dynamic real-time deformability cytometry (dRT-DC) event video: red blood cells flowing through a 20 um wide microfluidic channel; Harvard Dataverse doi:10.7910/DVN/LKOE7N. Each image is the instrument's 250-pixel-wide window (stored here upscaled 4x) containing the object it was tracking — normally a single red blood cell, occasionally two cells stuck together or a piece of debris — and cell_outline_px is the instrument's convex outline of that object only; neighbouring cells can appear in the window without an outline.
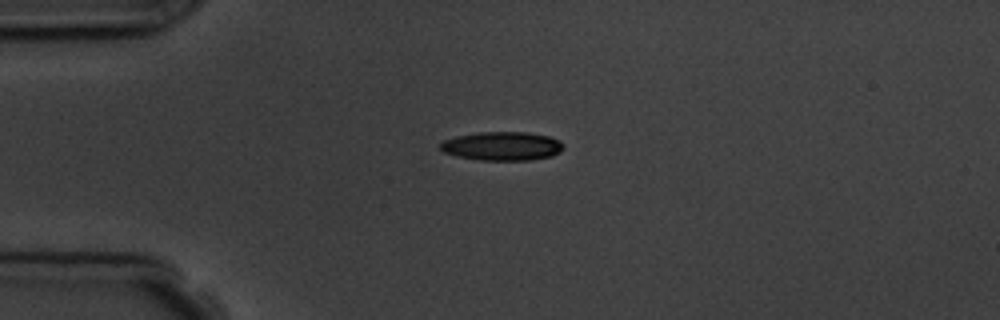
{"species": "common noctule bat (a hibernating species)", "species_latin": "Nyctalus noctula", "temperature_condition": "room temperature", "stored_images_in_passage": 1, "camera_frame_rate_fps": 3000, "um_per_image_px": 0.085, "animal": {"sex": "male", "body_mass_g": 19.5, "forearm_length_mm": 54.6}, "frame": {"image": 1, "passage_image": 1, "time_ms": 0.0, "image_size_px": [1000, 320], "cell_outline_px": [[564, 148], [560, 152], [552, 156], [528, 160], [480, 160], [456, 156], [444, 152], [440, 148], [440, 144], [444, 140], [456, 136], [480, 132], [528, 132], [548, 136], [560, 140], [564, 144]], "centroid_in_image_um": [42.71, 12.41], "position_along_channel_um": 42.3, "area_um2": 20.69}}